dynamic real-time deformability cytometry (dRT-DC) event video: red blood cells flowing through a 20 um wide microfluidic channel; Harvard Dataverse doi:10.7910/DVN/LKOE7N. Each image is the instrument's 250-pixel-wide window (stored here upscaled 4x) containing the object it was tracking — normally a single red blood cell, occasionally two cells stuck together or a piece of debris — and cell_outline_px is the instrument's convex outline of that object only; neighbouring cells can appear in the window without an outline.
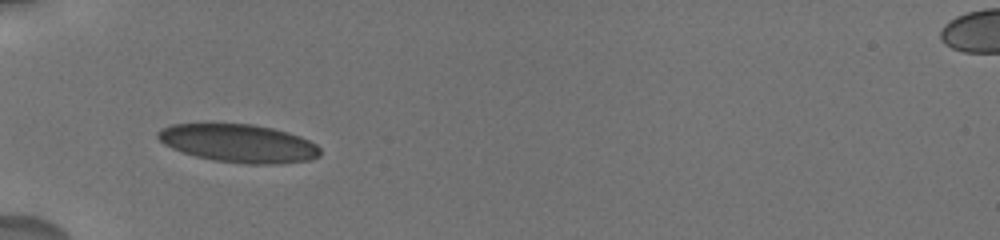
{"species": "human", "species_latin": "Homo sapiens", "temperature_condition": "cold", "stored_images_in_passage": 6, "camera_frame_rate_fps": 3000, "um_per_image_px": 0.085, "donor": {"sex": "male"}, "frame": {"image": 1, "passage_image": 1, "time_ms": 0.0, "image_size_px": [1000, 240], "cell_outline_px": [[320, 156], [308, 160], [272, 164], [248, 164], [216, 160], [196, 156], [172, 148], [164, 144], [156, 136], [156, 132], [172, 124], [252, 124], [272, 128], [288, 132], [300, 136], [316, 144], [320, 148]], "centroid_in_image_um": [20.3, 12.18], "position_along_channel_um": 64.7, "area_um2": 35.72}}